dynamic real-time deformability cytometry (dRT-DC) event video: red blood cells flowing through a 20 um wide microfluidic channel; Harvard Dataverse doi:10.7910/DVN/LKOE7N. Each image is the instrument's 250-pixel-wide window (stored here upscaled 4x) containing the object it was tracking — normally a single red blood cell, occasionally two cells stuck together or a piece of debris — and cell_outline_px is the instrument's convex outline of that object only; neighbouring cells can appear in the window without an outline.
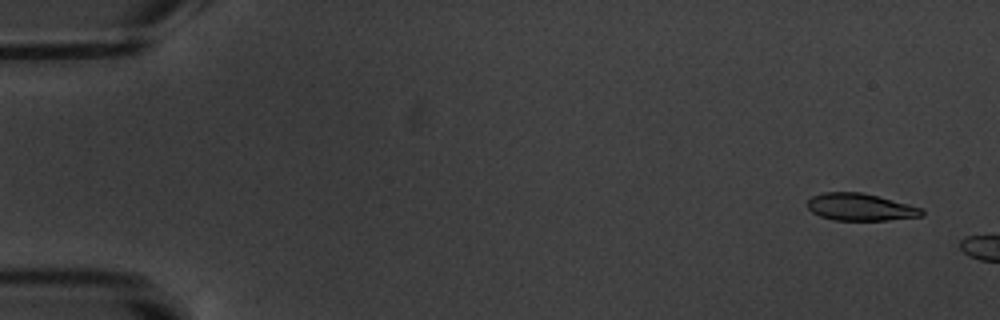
{"species": "common noctule bat (a hibernating species)", "species_latin": "Nyctalus noctula", "temperature_condition": "warm", "stored_images_in_passage": 2, "camera_frame_rate_fps": 3000, "um_per_image_px": 0.085, "animal": {"sex": "male", "body_mass_g": 20.1, "forearm_length_mm": 53.5}, "frame": {"image": 1, "passage_image": 1, "time_ms": 0.0, "image_size_px": [1000, 320], "cell_outline_px": [[924, 216], [888, 220], [836, 220], [820, 216], [812, 212], [808, 208], [808, 200], [812, 196], [824, 192], [860, 192], [924, 208]], "centroid_in_image_um": [73.15, 17.61], "position_along_channel_um": 11.9, "area_um2": 18.03}}